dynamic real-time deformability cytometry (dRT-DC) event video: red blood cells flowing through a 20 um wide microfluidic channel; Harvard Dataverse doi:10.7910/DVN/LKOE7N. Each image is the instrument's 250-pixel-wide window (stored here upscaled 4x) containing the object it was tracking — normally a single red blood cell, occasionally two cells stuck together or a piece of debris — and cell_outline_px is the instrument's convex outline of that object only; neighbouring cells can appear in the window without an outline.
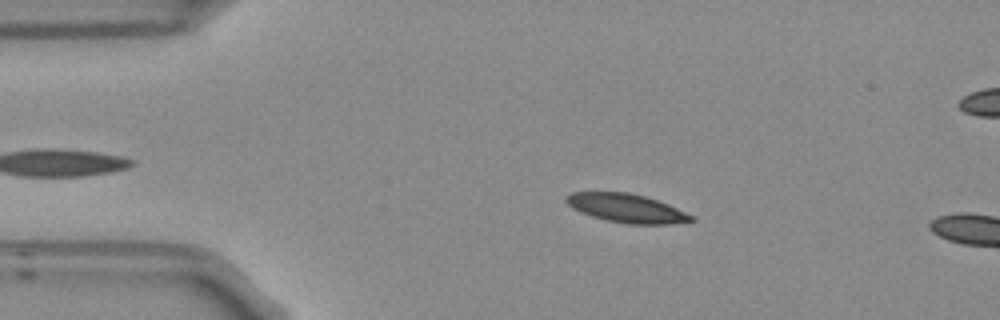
{"species": "Egyptian fruit bat (a non-hibernating species)", "species_latin": "Rousettus aegyptiacus", "temperature_condition": "room temperature", "stored_images_in_passage": 12, "camera_frame_rate_fps": 3000, "um_per_image_px": 0.085, "frame": {"image": 1, "passage_image": 9, "time_ms": 2.667, "image_size_px": [1000, 320], "cell_outline_px": [[696, 220], [668, 224], [628, 224], [608, 220], [592, 216], [580, 212], [572, 208], [564, 200], [564, 196], [572, 192], [628, 192], [644, 196], [668, 204], [692, 216]], "centroid_in_image_um": [53.2, 17.69], "position_along_channel_um": 31.8, "area_um2": 20.69}}